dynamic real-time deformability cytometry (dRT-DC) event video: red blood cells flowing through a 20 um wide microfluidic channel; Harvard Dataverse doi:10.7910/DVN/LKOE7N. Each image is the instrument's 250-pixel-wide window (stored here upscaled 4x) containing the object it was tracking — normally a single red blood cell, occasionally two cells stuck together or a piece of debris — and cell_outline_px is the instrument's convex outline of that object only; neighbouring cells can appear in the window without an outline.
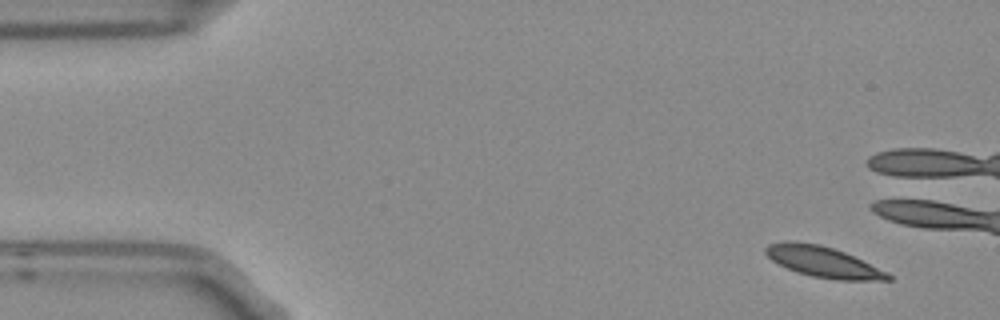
{"species": "Egyptian fruit bat (a non-hibernating species)", "species_latin": "Rousettus aegyptiacus", "temperature_condition": "room temperature", "stored_images_in_passage": 5, "camera_frame_rate_fps": 3000, "um_per_image_px": 0.085, "frame": {"image": 1, "passage_image": 1, "time_ms": 0.0, "image_size_px": [1000, 320], "cell_outline_px": [[892, 280], [840, 280], [812, 276], [796, 272], [772, 260], [764, 252], [764, 248], [768, 244], [788, 240], [820, 244], [844, 252], [888, 272], [892, 276]], "centroid_in_image_um": [69.95, 22.25], "position_along_channel_um": 15.0, "area_um2": 21.79}}